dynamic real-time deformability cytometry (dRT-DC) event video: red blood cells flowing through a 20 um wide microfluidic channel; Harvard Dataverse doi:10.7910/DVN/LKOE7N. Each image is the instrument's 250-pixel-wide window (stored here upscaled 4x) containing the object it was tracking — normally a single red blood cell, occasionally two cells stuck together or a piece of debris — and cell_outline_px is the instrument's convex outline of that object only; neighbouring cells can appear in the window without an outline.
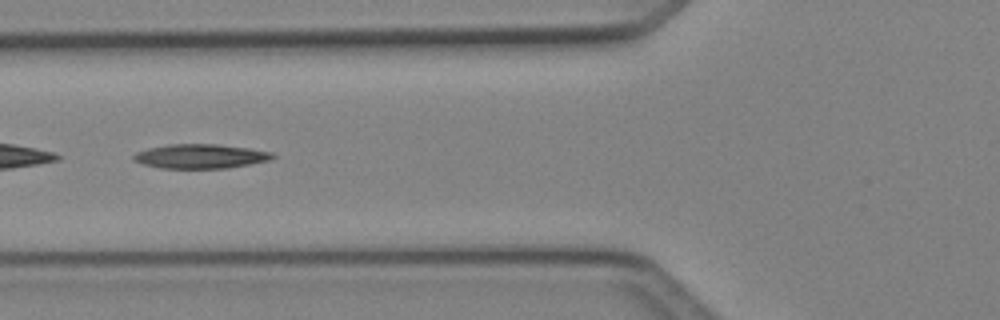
{"species": "Egyptian fruit bat (a non-hibernating species)", "species_latin": "Rousettus aegyptiacus", "temperature_condition": "cold", "stored_images_in_passage": 42, "camera_frame_rate_fps": 3000, "um_per_image_px": 0.085, "animal": {"sex": "female"}, "frame": {"image": 1, "passage_image": 13, "time_ms": 4.0, "image_size_px": [1000, 320], "cell_outline_px": [[276, 156], [272, 160], [228, 168], [160, 168], [144, 164], [132, 160], [132, 156], [136, 152], [148, 148], [168, 144], [216, 144], [248, 148], [272, 152]], "centroid_in_image_um": [17.04, 13.28], "position_along_channel_um": 108.8, "area_um2": 19.77}}
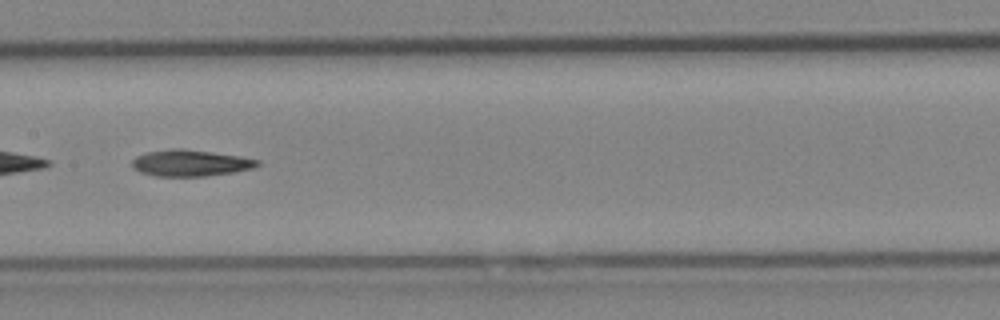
{"frame": {"image": 2, "passage_image": 19, "time_ms": 6.0, "image_size_px": [1000, 320], "cell_outline_px": [[260, 164], [252, 168], [232, 172], [204, 176], [156, 176], [140, 172], [132, 168], [132, 160], [136, 156], [148, 152], [172, 148], [180, 148], [212, 152], [240, 156], [260, 160]], "centroid_in_image_um": [16.16, 13.85], "position_along_channel_um": 191.2, "area_um2": 19.19}}
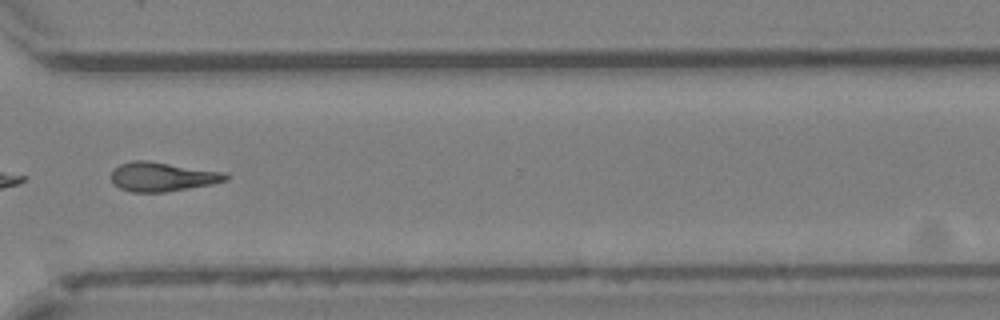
{"frame": {"image": 3, "passage_image": 31, "time_ms": 10.0, "image_size_px": [1000, 320], "cell_outline_px": [[232, 176], [228, 180], [212, 184], [164, 192], [132, 192], [120, 188], [112, 180], [112, 172], [120, 164], [132, 160], [148, 160], [224, 172]], "centroid_in_image_um": [13.84, 15.01], "position_along_channel_um": 356.8, "area_um2": 19.42}, "authors_computed_cell_mechanics": {"area_um2": 19.363, "velocity_mm_per_s": 4.1456, "shape_relaxation_time_tau1_ms": 6.8428, "shape_relaxation_time_tau2_ms": null, "deformation_change_tau1": 0.1856, "deformation_change_tau2": null}}